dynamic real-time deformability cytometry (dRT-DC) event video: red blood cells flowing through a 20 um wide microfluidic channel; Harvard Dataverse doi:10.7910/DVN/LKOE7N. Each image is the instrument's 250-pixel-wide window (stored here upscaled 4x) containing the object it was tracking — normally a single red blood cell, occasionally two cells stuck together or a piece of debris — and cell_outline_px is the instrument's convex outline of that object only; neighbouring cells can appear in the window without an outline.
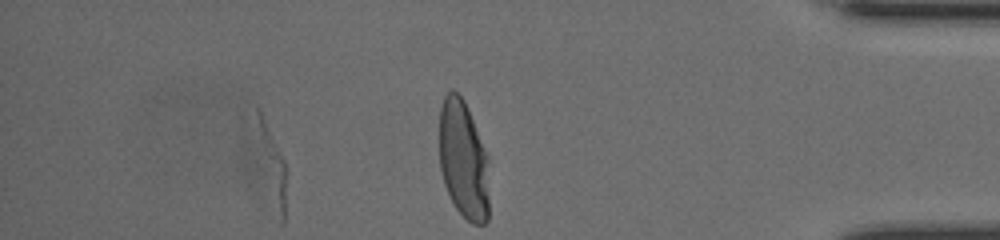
{"species": "human", "species_latin": "Homo sapiens", "temperature_condition": "cold", "stored_images_in_passage": 36, "segment_of_instrument_passage": [2, 2], "camera_frame_rate_fps": 3000, "um_per_image_px": 0.085, "donor": {"sex": "female"}, "frame": {"image": 1, "passage_image": 36, "time_ms": 11.667, "image_size_px": [1000, 240], "cell_outline_px": [[284, 224], [280, 224], [248, 184], [244, 164], [256, 104], [284, 160]], "centroid_in_image_um": [22.57, 14.24], "position_along_channel_um": 412.6, "area_um2": 20.35}}